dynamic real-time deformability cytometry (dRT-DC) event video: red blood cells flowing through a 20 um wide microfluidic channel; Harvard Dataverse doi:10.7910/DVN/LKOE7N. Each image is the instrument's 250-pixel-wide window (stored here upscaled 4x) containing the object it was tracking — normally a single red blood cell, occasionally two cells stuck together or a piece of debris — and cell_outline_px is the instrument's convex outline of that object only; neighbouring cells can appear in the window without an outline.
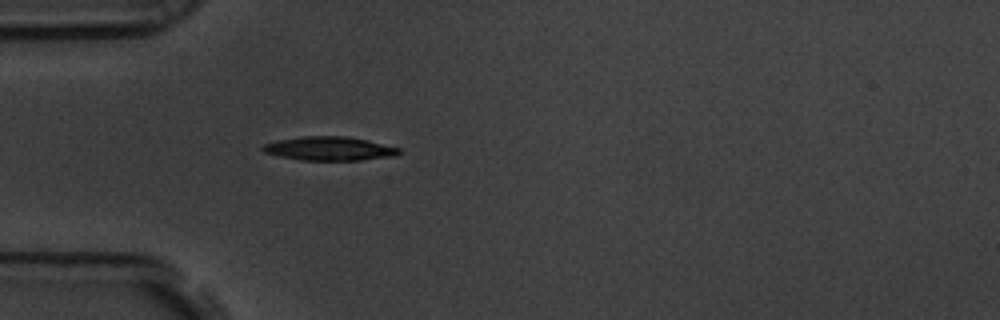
{"species": "common noctule bat (a hibernating species)", "species_latin": "Nyctalus noctula", "temperature_condition": "room temperature", "stored_images_in_passage": 41, "camera_frame_rate_fps": 3000, "um_per_image_px": 0.085, "animal": {"sex": "male", "body_mass_g": 19.5, "forearm_length_mm": 54.6}, "frame": {"image": 1, "passage_image": 1, "time_ms": 0.0, "image_size_px": [1000, 320], "cell_outline_px": [[404, 152], [396, 156], [360, 160], [300, 160], [280, 156], [264, 152], [260, 148], [264, 144], [276, 140], [304, 136], [348, 136], [368, 140], [400, 148]], "centroid_in_image_um": [28.04, 12.63], "position_along_channel_um": 57.0, "area_um2": 19.07}}
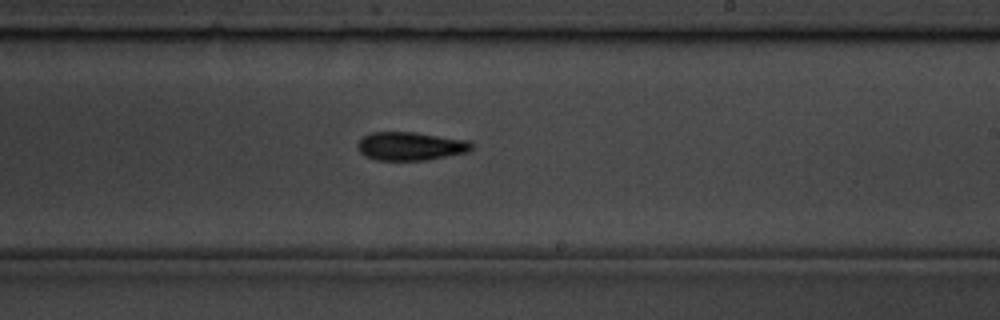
{"frame": {"image": 2, "passage_image": 18, "time_ms": 5.667, "image_size_px": [1000, 320], "cell_outline_px": [[472, 148], [468, 152], [424, 160], [376, 160], [364, 156], [356, 148], [356, 144], [364, 136], [372, 132], [416, 132], [472, 140]], "centroid_in_image_um": [34.9, 12.41], "position_along_channel_um": 254.1, "area_um2": 19.07}}
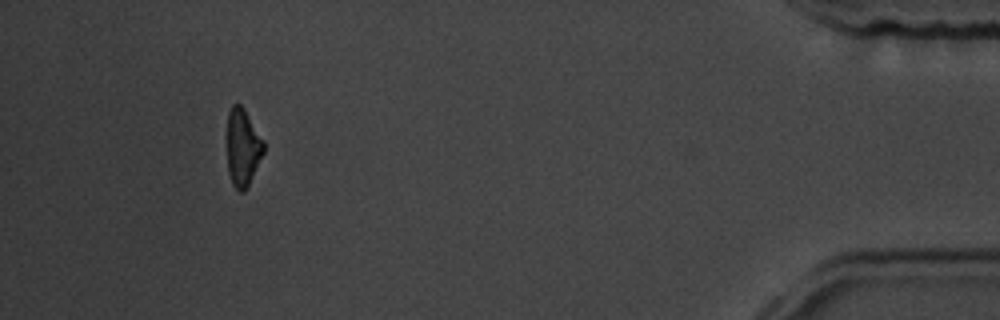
{"frame": {"image": 3, "passage_image": 37, "time_ms": 12.0, "image_size_px": [1000, 320], "cell_outline_px": [[264, 152], [244, 192], [240, 192], [232, 184], [228, 172], [228, 112], [232, 104], [240, 104], [244, 108], [264, 140]], "centroid_in_image_um": [20.64, 12.51], "position_along_channel_um": 414.6, "area_um2": 16.3}, "authors_computed_cell_mechanics": {"area_um2": 18.5538, "velocity_mm_per_s": 3.5747, "shape_relaxation_time_tau1_ms": 2.9301, "shape_relaxation_time_tau2_ms": 10.3489, "deformation_change_tau1": 0.1337, "deformation_change_tau2": 0.203}}